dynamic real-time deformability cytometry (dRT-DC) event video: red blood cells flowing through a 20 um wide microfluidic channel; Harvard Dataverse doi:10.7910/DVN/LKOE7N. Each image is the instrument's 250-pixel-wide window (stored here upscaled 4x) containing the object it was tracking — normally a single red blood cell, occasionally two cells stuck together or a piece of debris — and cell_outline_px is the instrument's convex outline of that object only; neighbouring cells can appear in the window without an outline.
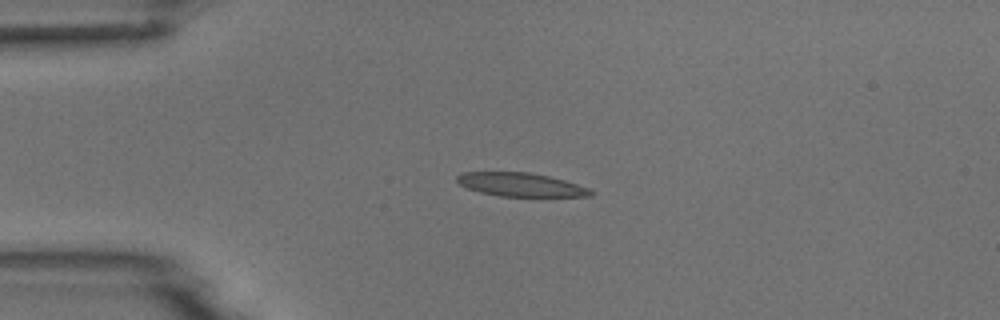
{"species": "common noctule bat (a hibernating species)", "species_latin": "Nyctalus noctula", "temperature_condition": "room temperature", "stored_images_in_passage": 2, "camera_frame_rate_fps": 3000, "um_per_image_px": 0.085, "animal": {"sex": "male", "body_mass_g": 18.8}, "frame": {"image": 1, "passage_image": 2, "time_ms": 1.333, "image_size_px": [1000, 320], "cell_outline_px": [[596, 192], [592, 196], [500, 196], [480, 192], [468, 188], [460, 184], [456, 180], [456, 176], [464, 172], [528, 172], [548, 176], [564, 180], [588, 188]], "centroid_in_image_um": [44.26, 15.69], "position_along_channel_um": 40.7, "area_um2": 18.21}}